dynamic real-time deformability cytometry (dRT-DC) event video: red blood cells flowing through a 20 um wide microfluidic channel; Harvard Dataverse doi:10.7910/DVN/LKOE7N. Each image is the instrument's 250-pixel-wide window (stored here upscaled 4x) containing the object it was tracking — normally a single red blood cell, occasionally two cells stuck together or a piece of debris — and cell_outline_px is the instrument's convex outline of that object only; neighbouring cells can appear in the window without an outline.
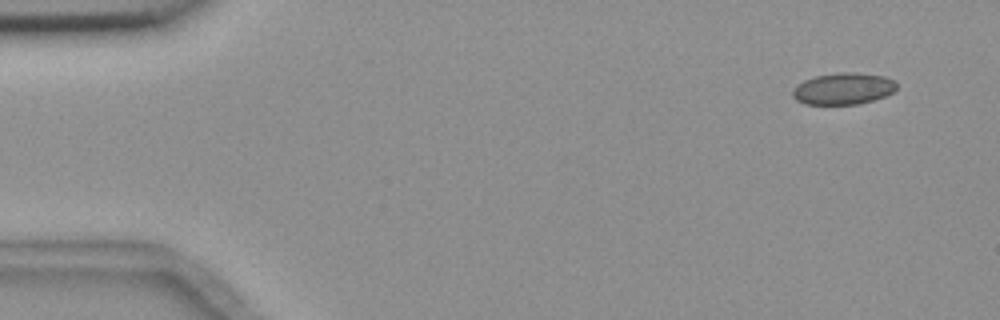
{"species": "common noctule bat (a hibernating species)", "species_latin": "Nyctalus noctula", "temperature_condition": "room temperature", "stored_images_in_passage": 8, "camera_frame_rate_fps": 3000, "um_per_image_px": 0.085, "animal": {"sex": "female", "body_mass_g": 18.4}, "frame": {"image": 1, "passage_image": 1, "time_ms": 0.0, "image_size_px": [1000, 320], "cell_outline_px": [[896, 88], [892, 92], [884, 96], [872, 100], [856, 104], [804, 104], [796, 100], [792, 96], [792, 92], [804, 80], [816, 76], [840, 72], [852, 72], [884, 76], [892, 80], [896, 84]], "centroid_in_image_um": [71.66, 7.54], "position_along_channel_um": 13.3, "area_um2": 18.84}}
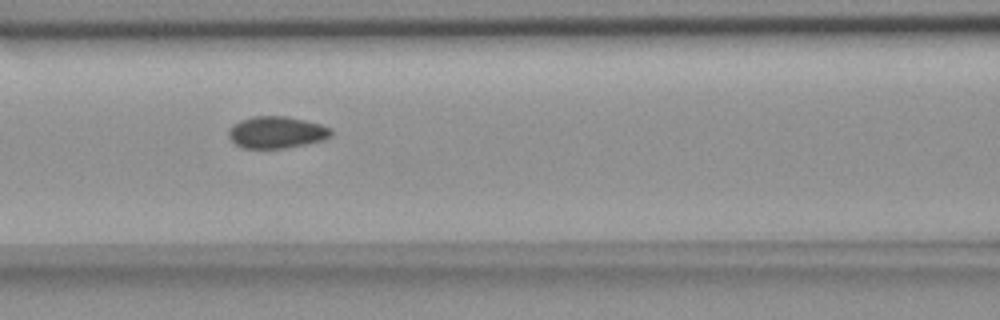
{"frame": {"image": 2, "passage_image": 6, "time_ms": 6.667, "image_size_px": [1000, 320], "cell_outline_px": [[332, 136], [324, 140], [308, 144], [284, 148], [244, 148], [236, 144], [228, 136], [228, 128], [232, 124], [240, 120], [252, 116], [288, 116], [320, 124], [332, 128]], "centroid_in_image_um": [23.52, 11.24], "position_along_channel_um": 143.1, "area_um2": 19.25}}
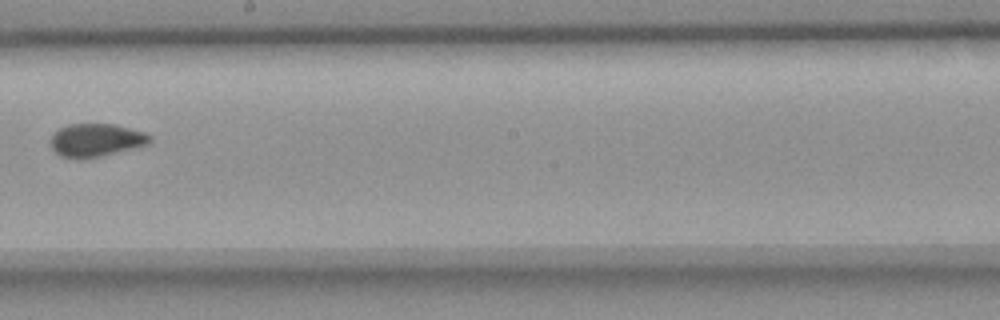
{"frame": {"image": 3, "passage_image": 8, "time_ms": 9.333, "image_size_px": [1000, 320], "cell_outline_px": [[152, 140], [148, 144], [100, 156], [60, 156], [52, 148], [48, 140], [60, 128], [68, 124], [116, 124], [144, 132], [152, 136]], "centroid_in_image_um": [8.18, 11.87], "position_along_channel_um": 240.0, "area_um2": 18.61}}